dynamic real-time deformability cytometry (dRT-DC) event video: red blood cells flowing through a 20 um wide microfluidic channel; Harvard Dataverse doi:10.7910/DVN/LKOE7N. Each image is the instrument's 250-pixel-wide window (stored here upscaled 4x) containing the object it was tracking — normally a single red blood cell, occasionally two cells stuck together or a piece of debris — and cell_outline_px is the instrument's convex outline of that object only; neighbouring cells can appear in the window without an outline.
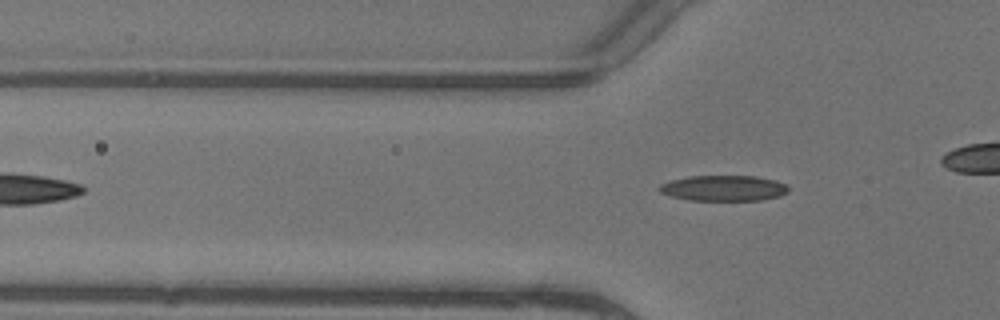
{"species": "common noctule bat (a hibernating species)", "species_latin": "Nyctalus noctula", "temperature_condition": "warm", "stored_images_in_passage": 5, "camera_frame_rate_fps": 3000, "um_per_image_px": 0.085, "animal": {"sex": "female"}, "frame": {"image": 1, "passage_image": 5, "time_ms": 1.333, "image_size_px": [1000, 320], "cell_outline_px": [[788, 192], [780, 196], [760, 200], [688, 200], [672, 196], [660, 192], [656, 188], [660, 184], [672, 180], [688, 176], [756, 176], [776, 180], [788, 184]], "centroid_in_image_um": [61.52, 15.99], "position_along_channel_um": 64.3, "area_um2": 19.36}}